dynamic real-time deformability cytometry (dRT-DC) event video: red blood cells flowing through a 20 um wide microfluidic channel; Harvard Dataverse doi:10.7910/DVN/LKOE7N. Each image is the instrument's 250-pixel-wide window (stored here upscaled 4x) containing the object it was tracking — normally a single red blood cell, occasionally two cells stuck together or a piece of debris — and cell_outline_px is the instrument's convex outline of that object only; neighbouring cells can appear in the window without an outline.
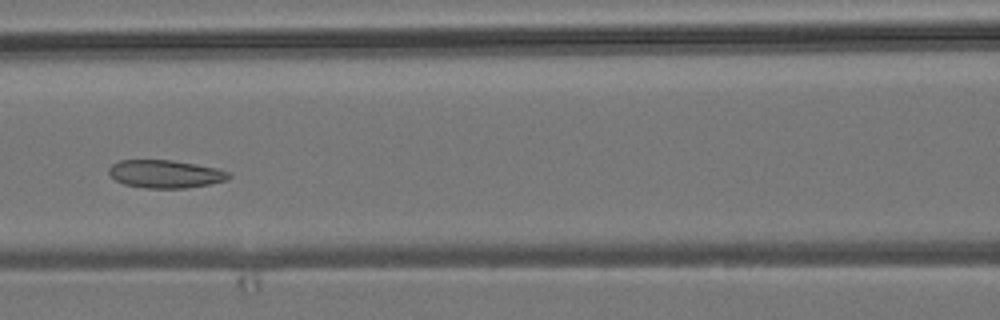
{"species": "common noctule bat (a hibernating species)", "species_latin": "Nyctalus noctula", "temperature_condition": "room temperature", "stored_images_in_passage": 7, "camera_frame_rate_fps": 3000, "um_per_image_px": 0.085, "animal": {"sex": "male", "body_mass_g": 19.2, "forearm_length_mm": 51.8}, "frame": {"image": 1, "passage_image": 7, "time_ms": 6.667, "image_size_px": [1000, 320], "cell_outline_px": [[232, 176], [228, 180], [208, 184], [184, 188], [144, 188], [124, 184], [116, 180], [108, 172], [108, 168], [112, 164], [120, 160], [172, 160], [196, 164], [216, 168], [232, 172]], "centroid_in_image_um": [14.08, 14.78], "position_along_channel_um": 152.5, "area_um2": 19.59}}